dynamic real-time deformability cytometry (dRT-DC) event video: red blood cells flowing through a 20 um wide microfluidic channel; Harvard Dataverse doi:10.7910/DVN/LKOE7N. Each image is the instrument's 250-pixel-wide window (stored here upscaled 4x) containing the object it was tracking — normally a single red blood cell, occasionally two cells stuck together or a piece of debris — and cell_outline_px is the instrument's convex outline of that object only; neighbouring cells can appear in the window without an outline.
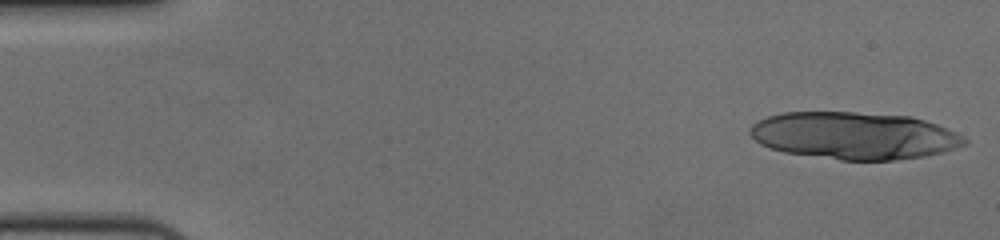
{"species": "human", "species_latin": "Homo sapiens", "temperature_condition": "cold", "stored_images_in_passage": 16, "camera_frame_rate_fps": 3000, "um_per_image_px": 0.085, "donor": {"sex": "female"}, "frame": {"image": 1, "passage_image": 1, "time_ms": 0.0, "image_size_px": [1000, 240], "cell_outline_px": [[968, 144], [944, 152], [924, 156], [892, 160], [840, 160], [784, 152], [760, 144], [748, 132], [748, 128], [756, 120], [768, 116], [784, 112], [856, 112], [912, 116], [948, 128], [964, 136], [968, 140]], "centroid_in_image_um": [72.62, 11.52], "position_along_channel_um": 12.4, "area_um2": 59.36}}